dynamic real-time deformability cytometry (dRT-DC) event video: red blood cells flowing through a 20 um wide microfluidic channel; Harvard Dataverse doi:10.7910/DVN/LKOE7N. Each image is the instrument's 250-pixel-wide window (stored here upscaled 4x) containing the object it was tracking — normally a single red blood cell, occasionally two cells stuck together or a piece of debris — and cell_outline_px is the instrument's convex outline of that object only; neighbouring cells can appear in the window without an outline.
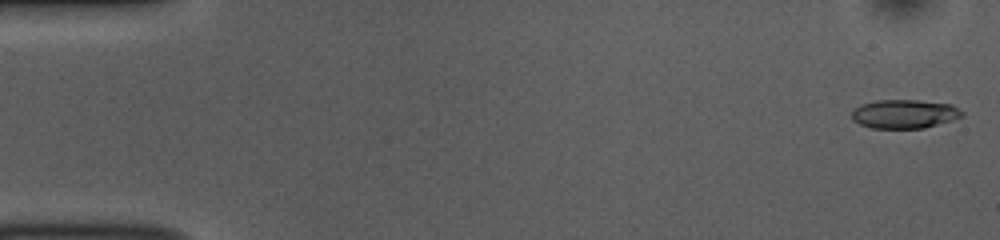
{"species": "common noctule bat (a hibernating species)", "species_latin": "Nyctalus noctula", "temperature_condition": "room temperature", "stored_images_in_passage": 52, "camera_frame_rate_fps": 3000, "um_per_image_px": 0.085, "animal": {"sex": "female", "body_mass_g": 10.0, "forearm_length_mm": 53.1}, "frame": {"image": 1, "passage_image": 1, "time_ms": 0.0, "image_size_px": [1000, 240], "cell_outline_px": [[964, 116], [952, 120], [924, 128], [872, 128], [860, 124], [852, 120], [852, 112], [860, 104], [876, 100], [916, 100], [952, 104], [964, 112]], "centroid_in_image_um": [76.89, 9.68], "position_along_channel_um": 8.1, "area_um2": 18.55}}
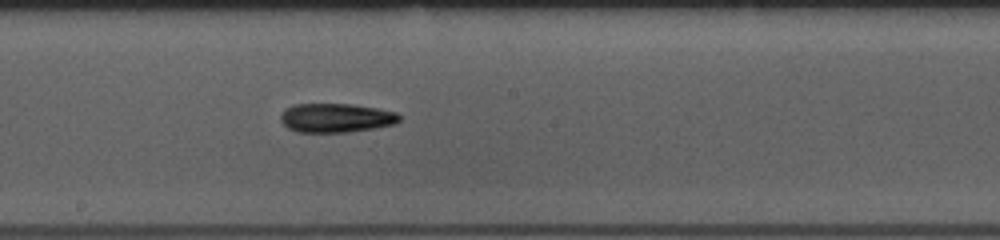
{"frame": {"image": 2, "passage_image": 28, "time_ms": 9.0, "image_size_px": [1000, 240], "cell_outline_px": [[400, 120], [396, 124], [376, 128], [348, 132], [296, 132], [288, 128], [280, 120], [280, 116], [284, 108], [296, 104], [352, 104], [376, 108], [396, 112], [400, 116]], "centroid_in_image_um": [28.56, 10.02], "position_along_channel_um": 219.6, "area_um2": 20.23}}
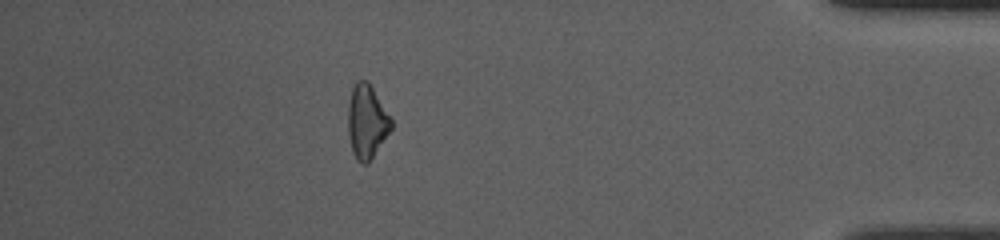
{"frame": {"image": 3, "passage_image": 46, "time_ms": 15.0, "image_size_px": [1000, 240], "cell_outline_px": [[392, 128], [368, 164], [360, 164], [356, 160], [352, 152], [348, 132], [348, 104], [352, 88], [356, 80], [368, 80], [392, 120]], "centroid_in_image_um": [31.16, 10.35], "position_along_channel_um": 404.0, "area_um2": 18.61}, "authors_computed_cell_mechanics": {"area_um2": 19.1607, "velocity_mm_per_s": 3.8155, "shape_relaxation_time_tau1_ms": null, "shape_relaxation_time_tau2_ms": 7.0292, "deformation_change_tau1": null, "deformation_change_tau2": 0.2033}}